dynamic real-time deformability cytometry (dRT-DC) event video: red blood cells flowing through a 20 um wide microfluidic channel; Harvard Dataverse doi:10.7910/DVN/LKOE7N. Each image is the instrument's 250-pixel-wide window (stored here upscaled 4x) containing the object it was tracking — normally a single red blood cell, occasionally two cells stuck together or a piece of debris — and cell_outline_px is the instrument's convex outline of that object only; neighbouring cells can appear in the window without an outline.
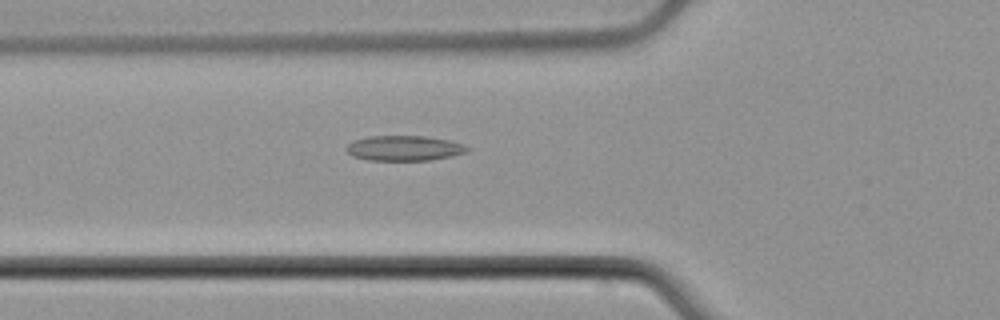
{"species": "common noctule bat (a hibernating species)", "species_latin": "Nyctalus noctula", "temperature_condition": "cold", "stored_images_in_passage": 54, "camera_frame_rate_fps": 3000, "um_per_image_px": 0.085, "animal": {"sex": "male", "body_mass_g": 21.5, "forearm_length_mm": 52.0}, "frame": {"image": 1, "passage_image": 20, "time_ms": 6.333, "image_size_px": [1000, 320], "cell_outline_px": [[472, 148], [464, 152], [452, 156], [428, 160], [368, 160], [352, 156], [348, 152], [348, 144], [352, 140], [368, 136], [424, 136], [448, 140], [464, 144]], "centroid_in_image_um": [34.36, 12.59], "position_along_channel_um": 91.4, "area_um2": 17.63}}
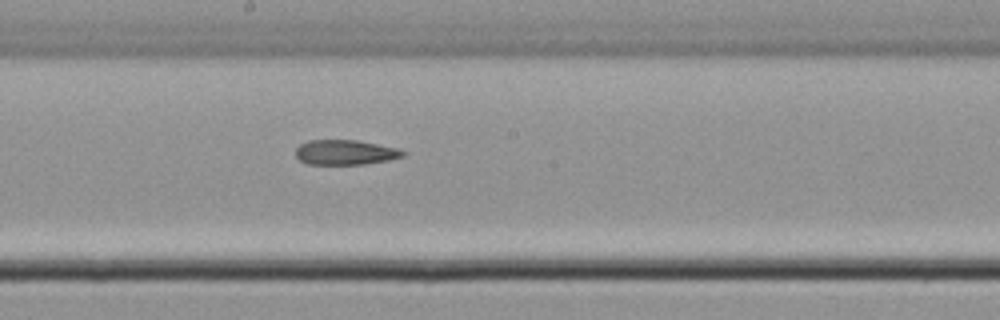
{"frame": {"image": 2, "passage_image": 30, "time_ms": 9.667, "image_size_px": [1000, 320], "cell_outline_px": [[408, 152], [404, 156], [388, 160], [364, 164], [308, 164], [300, 160], [296, 156], [296, 148], [300, 144], [308, 140], [356, 140], [400, 148]], "centroid_in_image_um": [29.38, 12.94], "position_along_channel_um": 218.8, "area_um2": 15.66}}
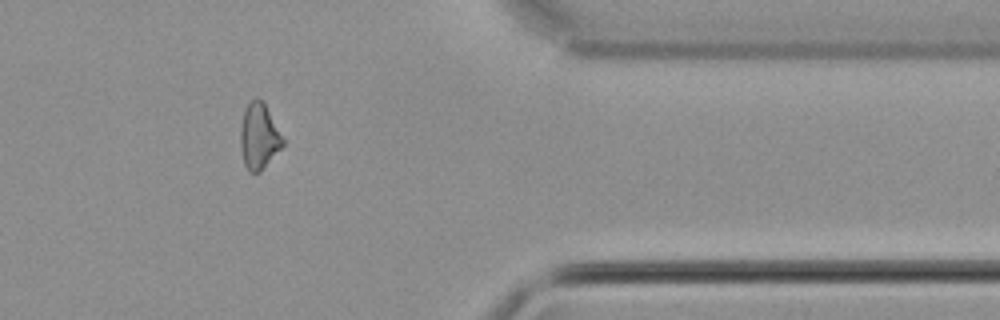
{"frame": {"image": 3, "passage_image": 45, "time_ms": 14.667, "image_size_px": [1000, 320], "cell_outline_px": [[284, 144], [260, 172], [248, 172], [244, 164], [240, 148], [240, 128], [244, 108], [256, 96], [264, 104], [284, 140]], "centroid_in_image_um": [21.97, 11.61], "position_along_channel_um": 389.4, "area_um2": 16.01}}